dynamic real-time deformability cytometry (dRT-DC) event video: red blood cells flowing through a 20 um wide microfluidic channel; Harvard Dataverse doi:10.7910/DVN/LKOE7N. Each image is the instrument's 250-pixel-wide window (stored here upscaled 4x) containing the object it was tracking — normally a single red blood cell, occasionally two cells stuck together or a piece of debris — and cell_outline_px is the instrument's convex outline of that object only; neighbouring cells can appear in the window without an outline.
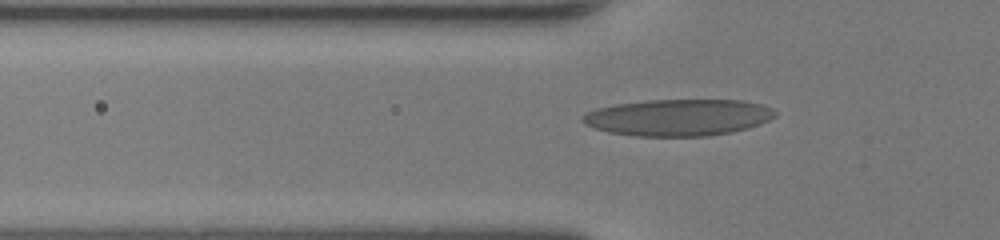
{"species": "human", "species_latin": "Homo sapiens", "temperature_condition": "room temperature", "stored_images_in_passage": 37, "camera_frame_rate_fps": 3000, "um_per_image_px": 0.085, "donor": {"sex": "female"}, "frame": {"image": 1, "passage_image": 6, "time_ms": 1.667, "image_size_px": [1000, 240], "cell_outline_px": [[776, 116], [760, 124], [748, 128], [732, 132], [708, 136], [636, 136], [608, 132], [584, 124], [580, 120], [580, 116], [596, 108], [616, 104], [648, 100], [740, 100], [760, 104], [772, 108], [776, 112]], "centroid_in_image_um": [57.64, 9.98], "position_along_channel_um": 68.2, "area_um2": 41.21}}
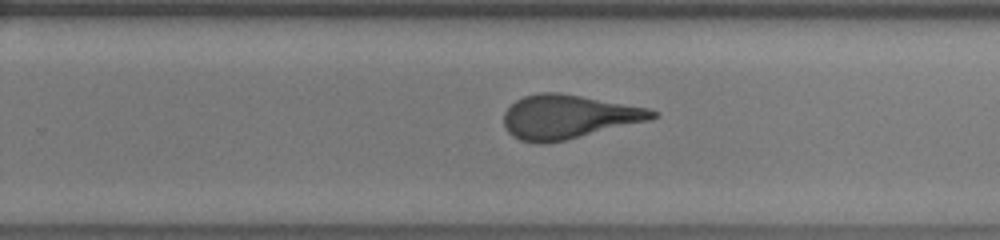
{"frame": {"image": 2, "passage_image": 21, "time_ms": 6.667, "image_size_px": [1000, 240], "cell_outline_px": [[660, 116], [652, 120], [548, 144], [536, 144], [520, 140], [512, 136], [508, 132], [504, 124], [504, 112], [516, 100], [524, 96], [540, 92], [560, 92], [648, 108], [660, 112]], "centroid_in_image_um": [48.33, 9.94], "position_along_channel_um": 281.5, "area_um2": 38.32}}
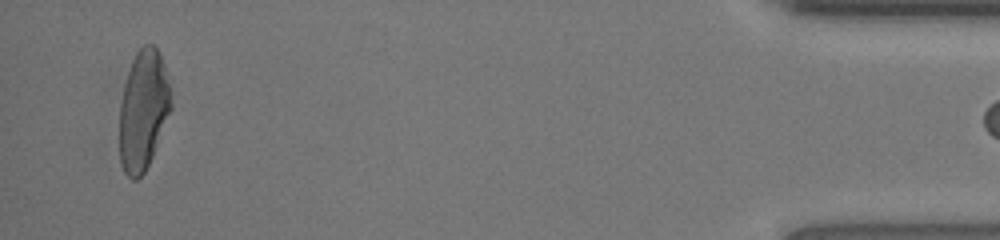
{"frame": {"image": 3, "passage_image": 36, "time_ms": 11.667, "image_size_px": [1000, 240], "cell_outline_px": [[172, 108], [152, 156], [144, 172], [136, 180], [132, 180], [124, 172], [120, 164], [120, 100], [124, 84], [132, 60], [136, 52], [144, 44], [152, 44], [156, 48], [160, 56], [164, 68], [168, 84], [172, 104]], "centroid_in_image_um": [12.16, 9.39], "position_along_channel_um": 423.0, "area_um2": 35.66}}